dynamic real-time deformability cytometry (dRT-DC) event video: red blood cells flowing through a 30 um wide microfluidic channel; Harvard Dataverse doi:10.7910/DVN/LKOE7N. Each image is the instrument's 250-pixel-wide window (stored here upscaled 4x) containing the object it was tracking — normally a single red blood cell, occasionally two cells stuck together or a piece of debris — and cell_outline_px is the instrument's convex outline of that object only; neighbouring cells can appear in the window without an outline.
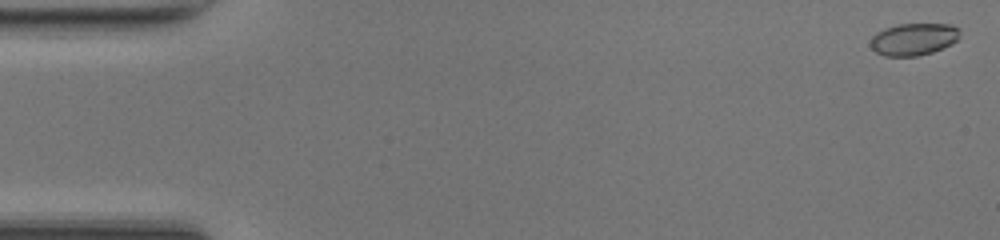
{"species": "common noctule bat (a hibernating species)", "species_latin": "Nyctalus noctula", "temperature_condition": "room temperature", "stored_images_in_passage": 50, "camera_frame_rate_fps": 3000, "um_per_image_px": 0.085, "animal": {"sex": "female", "body_mass_g": 17.0, "forearm_length_mm": 48.0}, "frame": {"image": 1, "passage_image": 2, "time_ms": 0.333, "image_size_px": [1000, 240], "cell_outline_px": [[960, 36], [952, 44], [932, 52], [916, 56], [884, 56], [876, 52], [868, 44], [872, 36], [876, 32], [884, 28], [900, 24], [952, 24], [960, 28]], "centroid_in_image_um": [77.65, 3.33], "position_along_channel_um": 7.3, "area_um2": 16.94}}
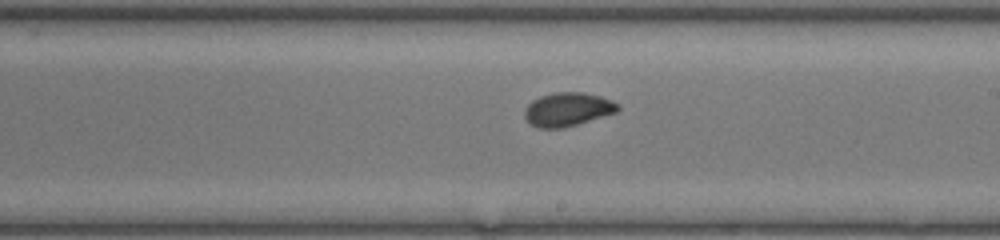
{"frame": {"image": 2, "passage_image": 29, "time_ms": 9.333, "image_size_px": [1000, 240], "cell_outline_px": [[620, 108], [616, 112], [564, 128], [536, 128], [528, 124], [524, 116], [524, 108], [532, 100], [540, 96], [556, 92], [584, 92], [600, 96], [612, 100], [620, 104]], "centroid_in_image_um": [48.22, 9.3], "position_along_channel_um": 240.8, "area_um2": 18.5}}
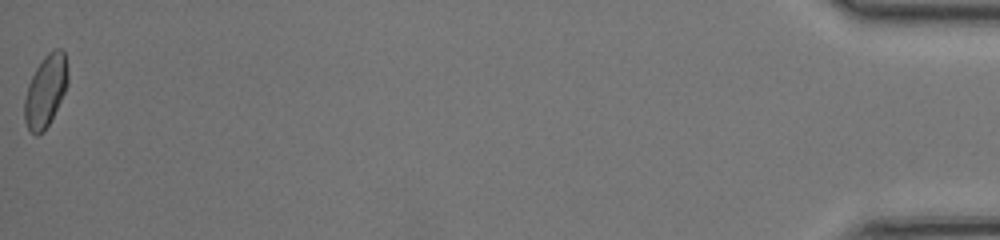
{"frame": {"image": 3, "passage_image": 50, "time_ms": 16.333, "image_size_px": [1000, 240], "cell_outline_px": [[68, 84], [44, 132], [36, 136], [28, 128], [24, 120], [24, 100], [28, 84], [36, 68], [44, 56], [48, 52], [56, 48], [60, 48], [64, 52], [68, 72]], "centroid_in_image_um": [3.86, 7.71], "position_along_channel_um": 431.3, "area_um2": 17.98}, "authors_computed_cell_mechanics": {"area_um2": 17.7157, "velocity_mm_per_s": 4.2709, "shape_relaxation_time_tau1_ms": 3.3667, "shape_relaxation_time_tau2_ms": 0.7978, "deformation_change_tau1": 0.0936, "deformation_change_tau2": 0.0387}}